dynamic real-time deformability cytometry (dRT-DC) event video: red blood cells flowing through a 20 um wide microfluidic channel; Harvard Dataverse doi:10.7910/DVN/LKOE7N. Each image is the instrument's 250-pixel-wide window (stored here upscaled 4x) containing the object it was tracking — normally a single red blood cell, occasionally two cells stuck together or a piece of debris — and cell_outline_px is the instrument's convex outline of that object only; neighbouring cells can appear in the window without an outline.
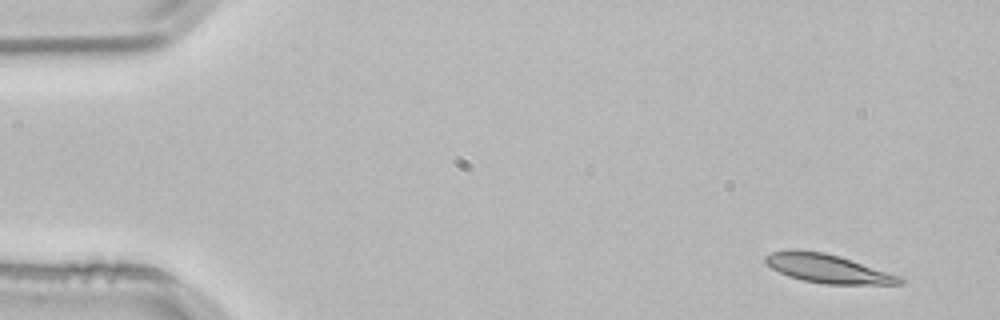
{"species": "common noctule bat (a hibernating species)", "species_latin": "Nyctalus noctula", "temperature_condition": "room temperature", "stored_images_in_passage": 4, "camera_frame_rate_fps": 3000, "um_per_image_px": 0.085, "animal": {"sex": "male", "body_mass_g": 21.5, "forearm_length_mm": 52.0}, "frame": {"image": 1, "passage_image": 1, "time_ms": 0.0, "image_size_px": [1000, 320], "cell_outline_px": [[904, 284], [824, 284], [804, 280], [788, 276], [772, 268], [764, 260], [764, 256], [772, 252], [792, 248], [796, 248], [824, 252], [840, 256], [904, 276]], "centroid_in_image_um": [70.4, 22.81], "position_along_channel_um": 14.6, "area_um2": 22.83}}